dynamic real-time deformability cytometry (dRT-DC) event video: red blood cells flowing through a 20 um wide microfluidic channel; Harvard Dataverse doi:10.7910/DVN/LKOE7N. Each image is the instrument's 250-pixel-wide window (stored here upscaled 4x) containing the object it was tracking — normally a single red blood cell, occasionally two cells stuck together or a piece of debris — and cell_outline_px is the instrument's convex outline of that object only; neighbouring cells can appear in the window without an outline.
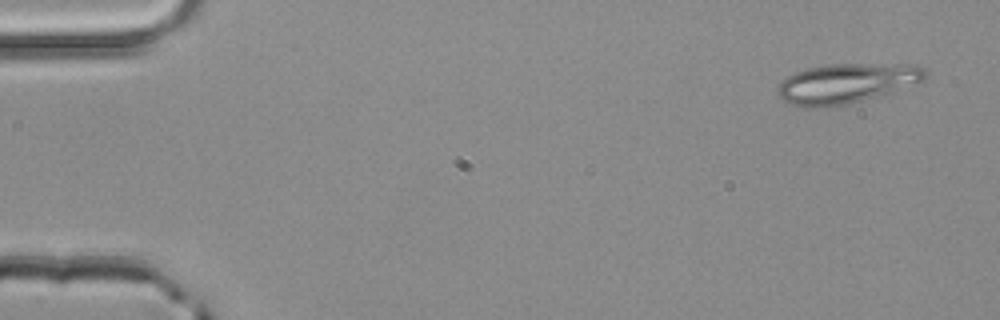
{"species": "common noctule bat (a hibernating species)", "species_latin": "Nyctalus noctula", "temperature_condition": "room temperature", "stored_images_in_passage": 3, "camera_frame_rate_fps": 3000, "um_per_image_px": 0.085, "animal": {"sex": "male", "body_mass_g": 20.4}, "frame": {"image": 1, "passage_image": 1, "time_ms": 0.0, "image_size_px": [1000, 320], "cell_outline_px": [[928, 76], [924, 80], [892, 92], [848, 104], [820, 108], [804, 108], [788, 104], [776, 92], [776, 88], [788, 76], [796, 72], [808, 68], [832, 64], [916, 64], [924, 68], [928, 72]], "centroid_in_image_um": [71.97, 7.09], "position_along_channel_um": 13.0, "area_um2": 34.39}}